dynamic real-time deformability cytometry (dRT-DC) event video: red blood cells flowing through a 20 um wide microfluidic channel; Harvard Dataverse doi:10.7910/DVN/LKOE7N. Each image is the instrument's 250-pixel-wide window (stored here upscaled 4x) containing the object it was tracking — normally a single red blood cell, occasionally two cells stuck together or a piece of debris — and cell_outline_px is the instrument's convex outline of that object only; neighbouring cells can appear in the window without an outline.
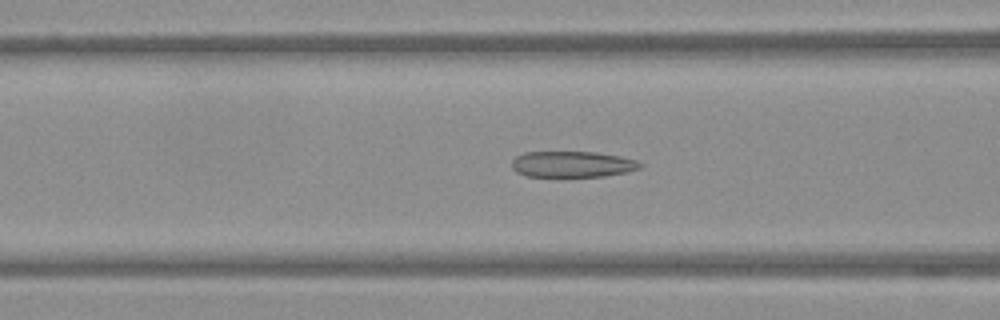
{"species": "Egyptian fruit bat (a non-hibernating species)", "species_latin": "Rousettus aegyptiacus", "temperature_condition": "warm", "stored_images_in_passage": 55, "camera_frame_rate_fps": 3000, "um_per_image_px": 0.085, "frame": {"image": 1, "passage_image": 22, "time_ms": 7.0, "image_size_px": [1000, 320], "cell_outline_px": [[644, 164], [640, 168], [628, 172], [604, 176], [528, 176], [516, 172], [512, 168], [512, 160], [516, 156], [524, 152], [596, 152], [620, 156], [636, 160]], "centroid_in_image_um": [48.67, 13.95], "position_along_channel_um": 117.9, "area_um2": 19.48}}
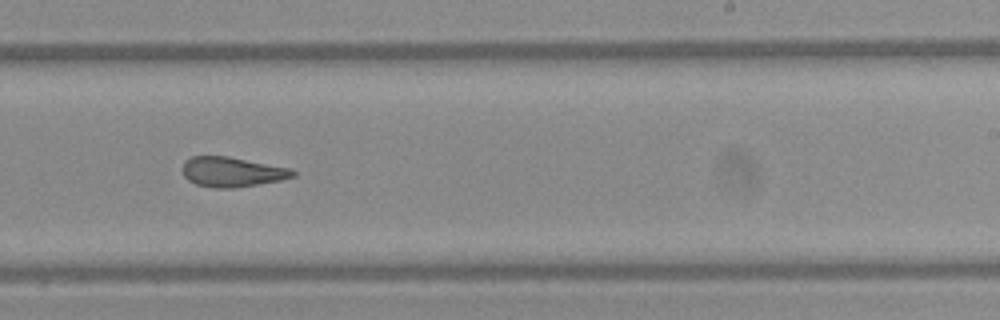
{"frame": {"image": 2, "passage_image": 34, "time_ms": 11.0, "image_size_px": [1000, 320], "cell_outline_px": [[296, 176], [280, 180], [236, 188], [212, 188], [196, 184], [188, 180], [184, 176], [184, 160], [192, 156], [228, 156], [292, 168], [296, 172]], "centroid_in_image_um": [19.75, 14.61], "position_along_channel_um": 269.3, "area_um2": 19.31}}
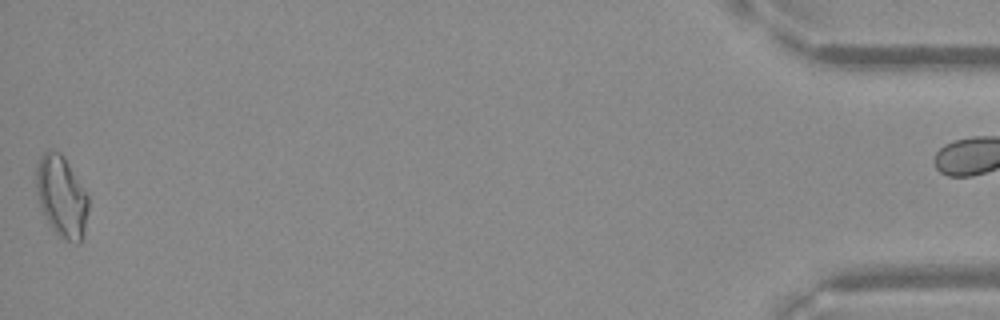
{"frame": {"image": 3, "passage_image": 54, "time_ms": 17.667, "image_size_px": [1000, 320], "cell_outline_px": [[88, 212], [84, 236], [80, 244], [76, 244], [64, 240], [56, 232], [48, 220], [40, 204], [36, 192], [36, 164], [40, 156], [48, 148], [60, 152], [64, 156], [88, 196]], "centroid_in_image_um": [5.24, 16.69], "position_along_channel_um": 430.0, "area_um2": 24.74}}